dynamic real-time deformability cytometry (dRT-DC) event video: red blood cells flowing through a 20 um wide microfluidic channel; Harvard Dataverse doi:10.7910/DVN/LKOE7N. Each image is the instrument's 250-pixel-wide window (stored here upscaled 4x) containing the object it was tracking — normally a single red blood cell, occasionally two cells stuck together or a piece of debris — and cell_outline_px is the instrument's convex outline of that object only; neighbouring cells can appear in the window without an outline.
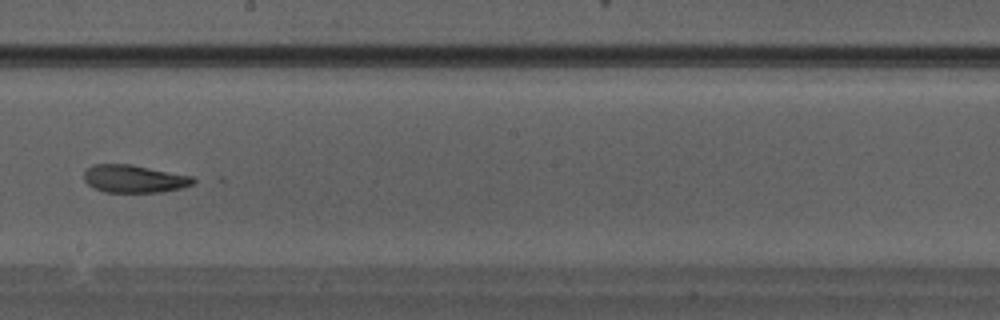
{"species": "Egyptian fruit bat (a non-hibernating species)", "species_latin": "Rousettus aegyptiacus", "temperature_condition": "warm", "stored_images_in_passage": 34, "camera_frame_rate_fps": 3000, "um_per_image_px": 0.085, "animal": {"sex": "male"}, "frame": {"image": 1, "passage_image": 20, "time_ms": 6.333, "image_size_px": [1000, 320], "cell_outline_px": [[196, 180], [192, 184], [180, 188], [160, 192], [104, 192], [88, 184], [84, 180], [84, 172], [92, 164], [132, 164], [192, 176]], "centroid_in_image_um": [11.39, 15.19], "position_along_channel_um": 236.8, "area_um2": 17.57}}
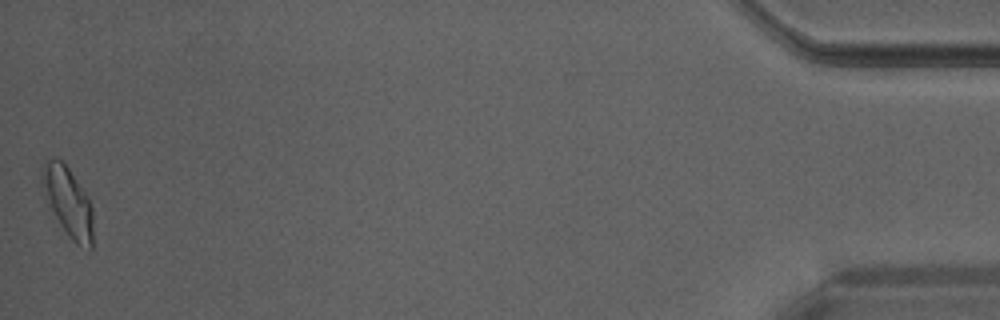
{"frame": {"image": 2, "passage_image": 34, "time_ms": 11.0, "image_size_px": [1000, 320], "cell_outline_px": [[92, 252], [88, 252], [80, 248], [68, 236], [48, 208], [44, 196], [40, 180], [40, 176], [44, 164], [48, 160], [64, 160], [88, 196], [92, 208]], "centroid_in_image_um": [5.78, 17.21], "position_along_channel_um": 429.4, "area_um2": 21.27}}